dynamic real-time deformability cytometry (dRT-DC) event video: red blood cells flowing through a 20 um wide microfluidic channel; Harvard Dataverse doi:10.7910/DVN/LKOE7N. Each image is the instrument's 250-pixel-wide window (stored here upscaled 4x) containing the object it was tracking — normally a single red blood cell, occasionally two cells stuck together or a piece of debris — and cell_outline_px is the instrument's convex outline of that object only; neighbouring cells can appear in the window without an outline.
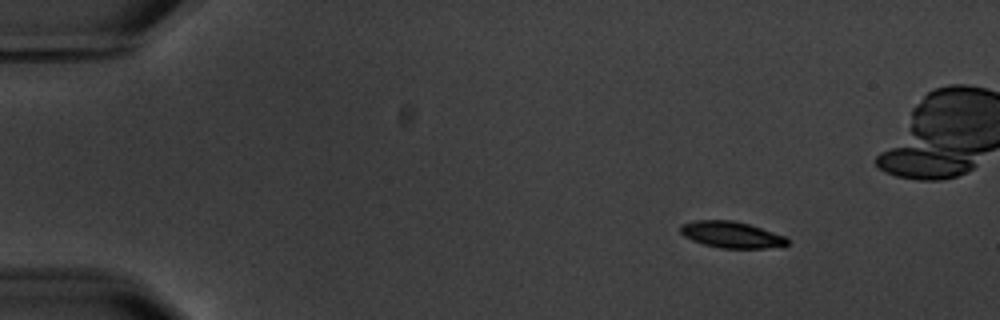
{"species": "common noctule bat (a hibernating species)", "species_latin": "Nyctalus noctula", "temperature_condition": "warm", "stored_images_in_passage": 4, "camera_frame_rate_fps": 3000, "um_per_image_px": 0.085, "animal": {"sex": "male", "body_mass_g": 20.1, "forearm_length_mm": 53.5}, "frame": {"image": 1, "passage_image": 1, "time_ms": 0.0, "image_size_px": [1000, 320], "cell_outline_px": [[788, 244], [764, 248], [720, 248], [704, 244], [692, 240], [684, 236], [680, 232], [680, 224], [696, 220], [732, 220], [748, 224], [788, 236]], "centroid_in_image_um": [62.16, 19.94], "position_along_channel_um": 22.8, "area_um2": 16.42}}